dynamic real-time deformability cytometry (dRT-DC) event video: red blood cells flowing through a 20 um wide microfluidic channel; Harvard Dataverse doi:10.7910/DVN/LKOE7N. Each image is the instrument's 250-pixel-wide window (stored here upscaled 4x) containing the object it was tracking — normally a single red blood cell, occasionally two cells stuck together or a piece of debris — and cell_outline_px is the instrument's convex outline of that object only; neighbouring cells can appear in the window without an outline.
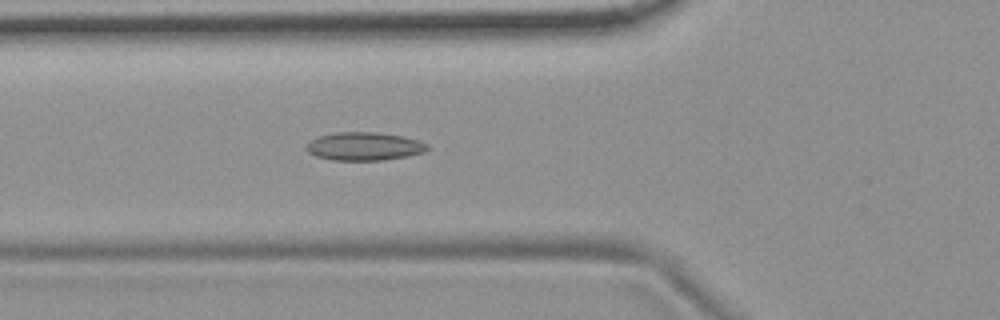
{"species": "common noctule bat (a hibernating species)", "species_latin": "Nyctalus noctula", "temperature_condition": "room temperature", "stored_images_in_passage": 54, "camera_frame_rate_fps": 3000, "um_per_image_px": 0.085, "animal": {"sex": "female", "body_mass_g": 19.9}, "frame": {"image": 1, "passage_image": 20, "time_ms": 6.333, "image_size_px": [1000, 320], "cell_outline_px": [[432, 148], [424, 152], [408, 156], [384, 160], [332, 160], [316, 156], [308, 152], [304, 148], [308, 140], [316, 136], [336, 132], [376, 132], [404, 136], [428, 144]], "centroid_in_image_um": [30.93, 12.43], "position_along_channel_um": 94.9, "area_um2": 20.23}}
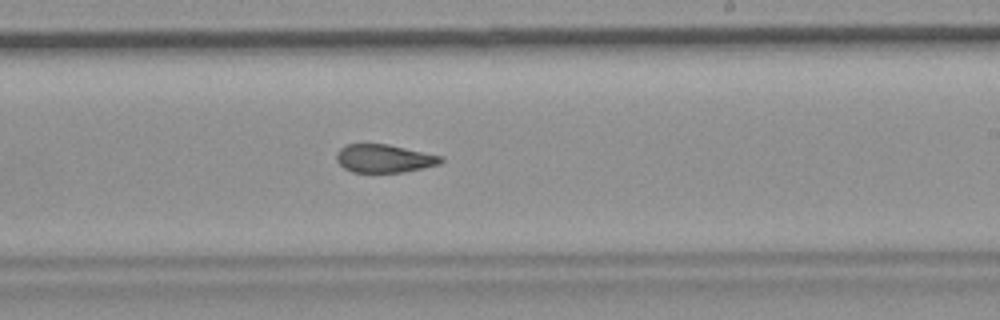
{"frame": {"image": 2, "passage_image": 33, "time_ms": 10.667, "image_size_px": [1000, 320], "cell_outline_px": [[444, 160], [440, 164], [424, 168], [404, 172], [352, 172], [344, 168], [336, 160], [336, 152], [340, 148], [348, 144], [388, 144], [444, 156]], "centroid_in_image_um": [32.68, 13.47], "position_along_channel_um": 256.3, "area_um2": 17.28}}
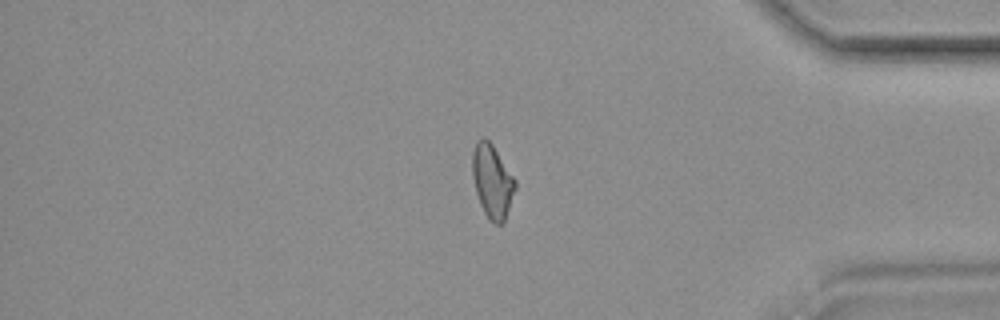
{"frame": {"image": 3, "passage_image": 46, "time_ms": 15.0, "image_size_px": [1000, 320], "cell_outline_px": [[516, 188], [504, 220], [500, 224], [496, 224], [484, 212], [480, 204], [476, 192], [472, 176], [472, 152], [476, 140], [484, 136], [492, 144], [516, 180]], "centroid_in_image_um": [41.82, 15.35], "position_along_channel_um": 393.4, "area_um2": 18.15}, "authors_computed_cell_mechanics": {"area_um2": 18.6983, "velocity_mm_per_s": 3.741, "shape_relaxation_time_tau1_ms": null, "shape_relaxation_time_tau2_ms": 2.4753, "deformation_change_tau1": null, "deformation_change_tau2": 0.083}}